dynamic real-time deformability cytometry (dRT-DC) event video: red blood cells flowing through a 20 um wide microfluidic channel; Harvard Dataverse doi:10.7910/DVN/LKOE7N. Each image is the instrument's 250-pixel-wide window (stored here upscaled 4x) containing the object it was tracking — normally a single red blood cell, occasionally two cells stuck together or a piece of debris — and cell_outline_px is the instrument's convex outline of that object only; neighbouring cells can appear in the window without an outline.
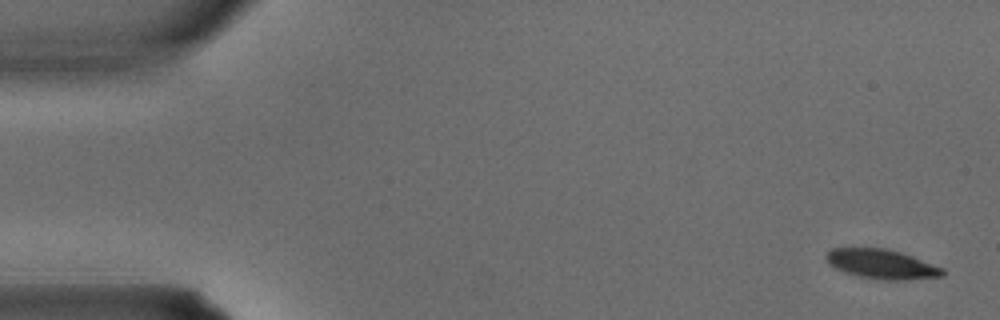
{"species": "common noctule bat (a hibernating species)", "species_latin": "Nyctalus noctula", "temperature_condition": "warm", "stored_images_in_passage": 3, "camera_frame_rate_fps": 3000, "um_per_image_px": 0.085, "animal": {"sex": "male", "body_mass_g": 15.6}, "frame": {"image": 1, "passage_image": 1, "time_ms": 0.0, "image_size_px": [1000, 320], "cell_outline_px": [[944, 276], [908, 280], [884, 280], [860, 276], [836, 268], [828, 264], [824, 256], [832, 248], [884, 248], [900, 252], [912, 256], [944, 268]], "centroid_in_image_um": [74.96, 22.45], "position_along_channel_um": 10.0, "area_um2": 19.88}}
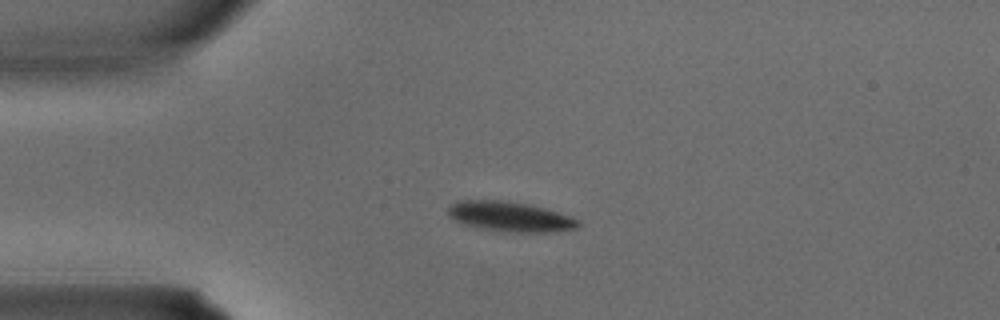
{"frame": {"image": 2, "passage_image": 3, "time_ms": 0.667, "image_size_px": [1000, 320], "cell_outline_px": [[580, 224], [576, 228], [556, 232], [516, 232], [480, 228], [464, 224], [452, 220], [448, 216], [448, 208], [452, 204], [460, 200], [500, 200], [528, 204], [544, 208], [580, 220]], "centroid_in_image_um": [43.33, 18.41], "position_along_channel_um": 41.7, "area_um2": 22.54}}